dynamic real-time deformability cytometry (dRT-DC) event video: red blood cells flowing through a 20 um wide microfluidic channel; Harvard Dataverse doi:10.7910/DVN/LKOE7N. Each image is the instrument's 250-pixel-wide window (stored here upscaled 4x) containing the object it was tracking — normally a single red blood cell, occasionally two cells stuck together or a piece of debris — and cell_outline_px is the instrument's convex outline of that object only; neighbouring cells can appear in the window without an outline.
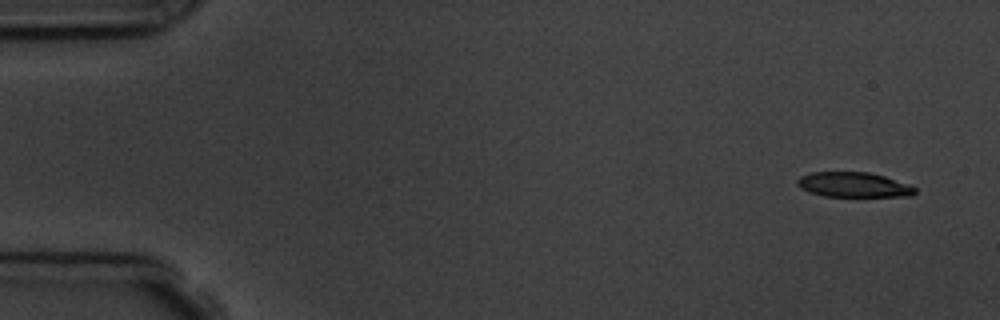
{"species": "common noctule bat (a hibernating species)", "species_latin": "Nyctalus noctula", "temperature_condition": "room temperature", "stored_images_in_passage": 8, "camera_frame_rate_fps": 3000, "um_per_image_px": 0.085, "animal": {"sex": "male", "body_mass_g": 19.5, "forearm_length_mm": 54.6}, "frame": {"image": 1, "passage_image": 1, "time_ms": 0.0, "image_size_px": [1000, 320], "cell_outline_px": [[916, 192], [912, 196], [824, 196], [808, 192], [800, 188], [796, 184], [796, 180], [800, 176], [812, 172], [868, 172], [884, 176], [912, 184], [916, 188]], "centroid_in_image_um": [72.56, 15.7], "position_along_channel_um": 12.4, "area_um2": 17.28}}
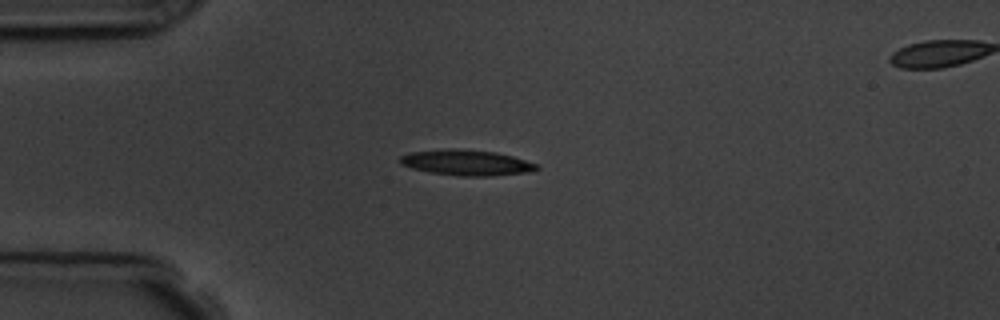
{"frame": {"image": 2, "passage_image": 4, "time_ms": 3.667, "image_size_px": [1000, 320], "cell_outline_px": [[540, 168], [528, 172], [492, 176], [460, 176], [428, 172], [412, 168], [400, 164], [400, 156], [408, 152], [496, 152], [512, 156], [536, 164]], "centroid_in_image_um": [39.69, 13.89], "position_along_channel_um": 45.3, "area_um2": 19.07}}